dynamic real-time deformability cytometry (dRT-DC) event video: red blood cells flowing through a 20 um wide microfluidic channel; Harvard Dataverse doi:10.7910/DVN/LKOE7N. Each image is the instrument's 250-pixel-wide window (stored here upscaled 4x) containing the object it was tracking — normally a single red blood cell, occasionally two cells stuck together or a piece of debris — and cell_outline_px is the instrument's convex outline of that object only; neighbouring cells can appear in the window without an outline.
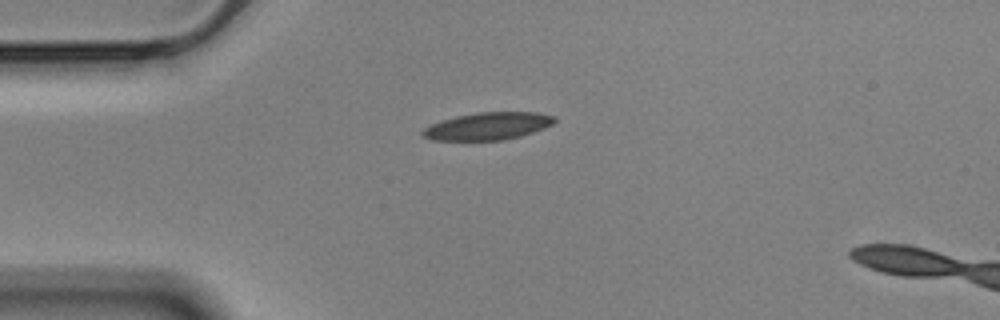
{"species": "Egyptian fruit bat (a non-hibernating species)", "species_latin": "Rousettus aegyptiacus", "temperature_condition": "cold", "stored_images_in_passage": 43, "camera_frame_rate_fps": 3000, "um_per_image_px": 0.085, "animal": {"sex": "male"}, "frame": {"image": 1, "passage_image": 1, "time_ms": 0.0, "image_size_px": [1000, 320], "cell_outline_px": [[556, 120], [552, 124], [544, 128], [520, 136], [504, 140], [432, 140], [420, 136], [420, 132], [424, 128], [432, 124], [456, 116], [476, 112], [536, 112], [552, 116]], "centroid_in_image_um": [41.43, 10.72], "position_along_channel_um": 43.6, "area_um2": 20.98}}
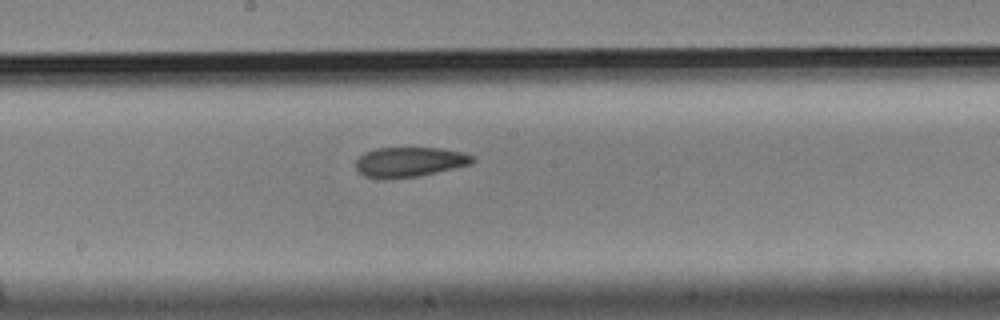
{"frame": {"image": 2, "passage_image": 17, "time_ms": 5.333, "image_size_px": [1000, 320], "cell_outline_px": [[476, 160], [472, 164], [420, 176], [384, 180], [364, 176], [356, 172], [356, 160], [364, 152], [376, 148], [440, 148], [464, 152], [472, 156]], "centroid_in_image_um": [34.79, 13.78], "position_along_channel_um": 213.4, "area_um2": 20.69}}
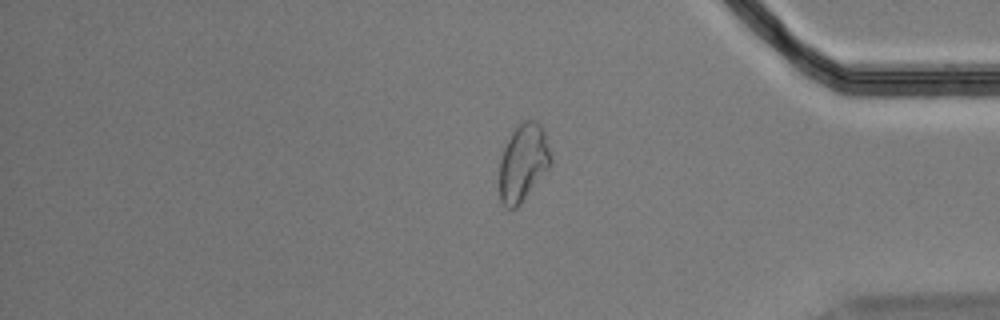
{"frame": {"image": 3, "passage_image": 34, "time_ms": 11.0, "image_size_px": [1000, 320], "cell_outline_px": [[552, 164], [520, 204], [516, 208], [504, 208], [500, 200], [500, 160], [504, 148], [512, 132], [524, 120], [536, 120], [540, 124], [544, 132], [552, 156]], "centroid_in_image_um": [44.48, 13.83], "position_along_channel_um": 390.7, "area_um2": 23.0}, "authors_computed_cell_mechanics": {"area_um2": 21.4438, "velocity_mm_per_s": 3.529, "shape_relaxation_time_tau1_ms": 9.5759, "shape_relaxation_time_tau2_ms": 4.1663, "deformation_change_tau1": 0.1807, "deformation_change_tau2": 0.1111}}